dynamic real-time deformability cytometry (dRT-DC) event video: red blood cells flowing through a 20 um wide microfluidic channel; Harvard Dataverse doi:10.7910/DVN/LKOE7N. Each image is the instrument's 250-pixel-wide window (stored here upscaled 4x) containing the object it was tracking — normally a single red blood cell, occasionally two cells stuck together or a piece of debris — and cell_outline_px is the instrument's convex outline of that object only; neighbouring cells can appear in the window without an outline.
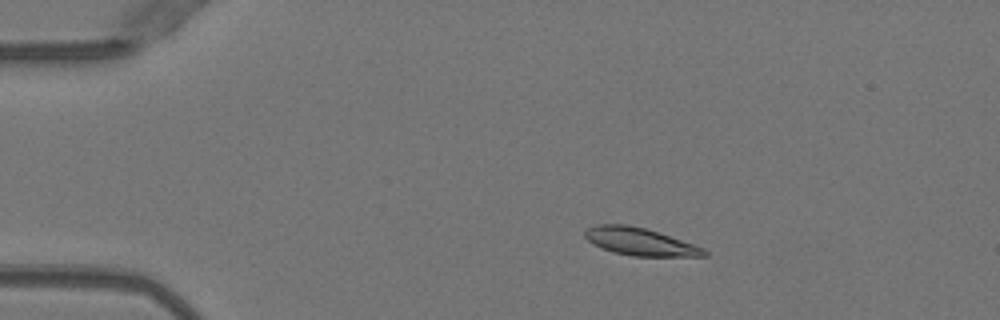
{"species": "Egyptian fruit bat (a non-hibernating species)", "species_latin": "Rousettus aegyptiacus", "temperature_condition": "warm", "stored_images_in_passage": 50, "camera_frame_rate_fps": 3000, "um_per_image_px": 0.085, "animal": {"sex": "female"}, "frame": {"image": 1, "passage_image": 9, "time_ms": 2.667, "image_size_px": [1000, 320], "cell_outline_px": [[708, 256], [632, 256], [612, 252], [588, 240], [584, 236], [584, 228], [596, 224], [628, 224], [644, 228], [704, 248], [708, 252]], "centroid_in_image_um": [54.35, 20.53], "position_along_channel_um": 30.6, "area_um2": 18.9}}
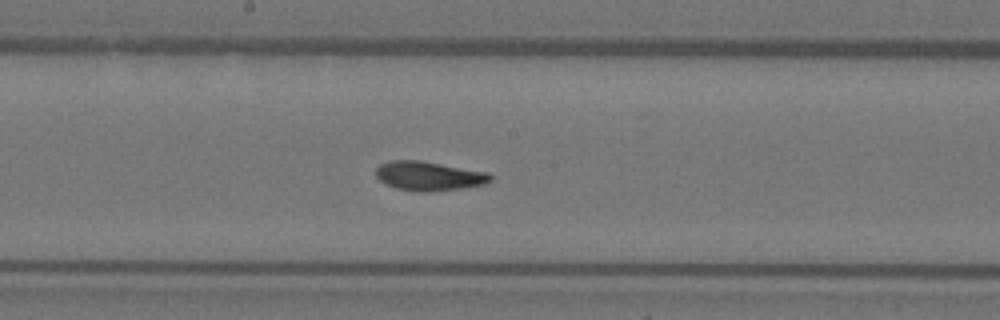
{"frame": {"image": 2, "passage_image": 27, "time_ms": 8.667, "image_size_px": [1000, 320], "cell_outline_px": [[492, 180], [484, 184], [460, 188], [432, 192], [412, 192], [396, 188], [380, 180], [376, 176], [376, 168], [380, 164], [392, 160], [420, 160], [488, 172], [492, 176]], "centroid_in_image_um": [36.45, 14.96], "position_along_channel_um": 211.8, "area_um2": 19.54}}
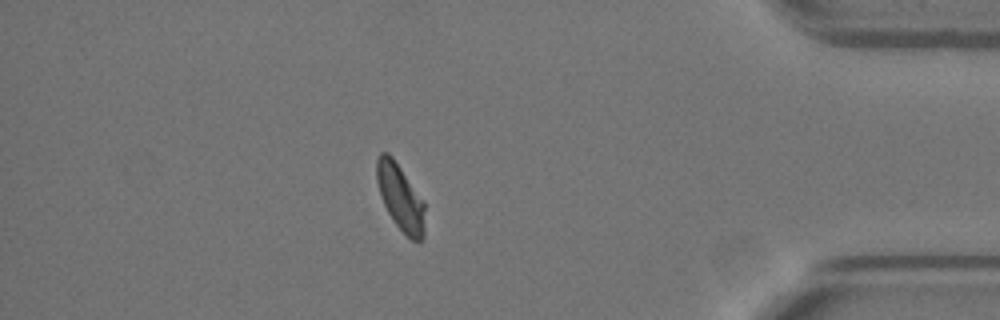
{"frame": {"image": 3, "passage_image": 44, "time_ms": 14.333, "image_size_px": [1000, 320], "cell_outline_px": [[424, 236], [420, 244], [412, 240], [396, 224], [388, 212], [380, 196], [376, 180], [376, 156], [380, 152], [388, 152], [392, 156], [424, 200]], "centroid_in_image_um": [34.02, 16.75], "position_along_channel_um": 401.2, "area_um2": 18.73}, "authors_computed_cell_mechanics": {"area_um2": 19.1318, "velocity_mm_per_s": 4.0004, "shape_relaxation_time_tau1_ms": 4.1596, "shape_relaxation_time_tau2_ms": 1.4425, "deformation_change_tau1": 0.1487, "deformation_change_tau2": 0.0684}}